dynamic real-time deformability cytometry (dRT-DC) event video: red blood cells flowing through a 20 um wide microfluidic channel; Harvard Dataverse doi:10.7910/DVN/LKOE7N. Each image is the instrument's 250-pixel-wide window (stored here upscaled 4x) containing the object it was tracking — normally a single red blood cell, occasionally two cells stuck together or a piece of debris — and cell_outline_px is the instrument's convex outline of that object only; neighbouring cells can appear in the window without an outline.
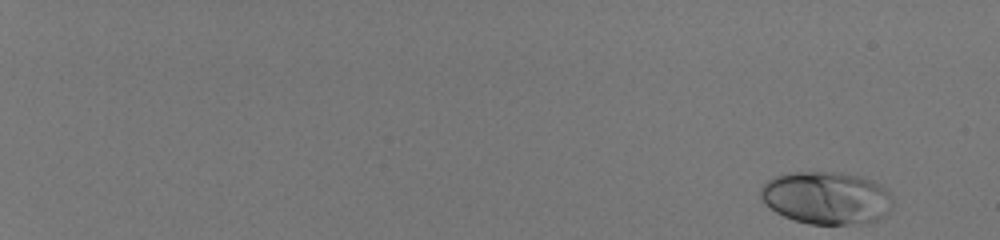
{"species": "human", "species_latin": "Homo sapiens", "temperature_condition": "room temperature", "stored_images_in_passage": 54, "camera_frame_rate_fps": 3000, "um_per_image_px": 0.085, "donor": {"sex": "male"}, "frame": {"image": 1, "passage_image": 1, "time_ms": 0.0, "image_size_px": [1000, 240], "cell_outline_px": [[892, 204], [888, 212], [876, 220], [864, 224], [808, 224], [792, 220], [776, 212], [764, 204], [760, 196], [760, 188], [768, 180], [776, 176], [788, 172], [840, 172], [860, 176], [872, 180], [880, 184], [892, 196]], "centroid_in_image_um": [70.23, 16.82], "position_along_channel_um": 14.8, "area_um2": 40.86}}
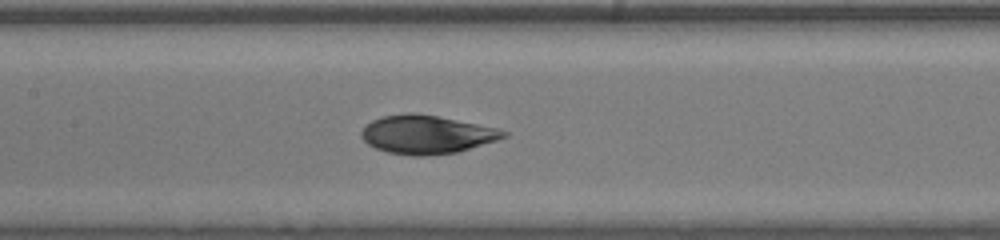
{"frame": {"image": 2, "passage_image": 31, "time_ms": 10.0, "image_size_px": [1000, 240], "cell_outline_px": [[508, 136], [496, 140], [456, 152], [420, 156], [416, 156], [388, 152], [376, 148], [368, 144], [360, 136], [360, 132], [372, 120], [380, 116], [408, 112], [412, 112], [436, 116], [496, 128], [508, 132]], "centroid_in_image_um": [36.22, 11.42], "position_along_channel_um": 171.2, "area_um2": 31.44}}
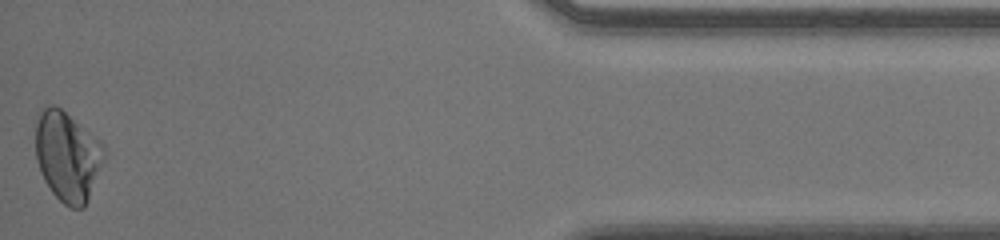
{"frame": {"image": 3, "passage_image": 54, "time_ms": 17.667, "image_size_px": [1000, 240], "cell_outline_px": [[104, 160], [88, 200], [84, 208], [72, 208], [64, 204], [52, 192], [44, 180], [40, 172], [36, 160], [36, 112], [48, 104], [52, 104], [60, 108], [96, 136], [100, 140], [104, 148]], "centroid_in_image_um": [5.72, 13.25], "position_along_channel_um": 429.5, "area_um2": 36.07}, "authors_computed_cell_mechanics": {"area_um2": 32.946, "velocity_mm_per_s": 4.0455, "shape_relaxation_time_tau1_ms": 3.7417, "shape_relaxation_time_tau2_ms": 0.6213, "deformation_change_tau1": 0.1586, "deformation_change_tau2": 0.0279}}